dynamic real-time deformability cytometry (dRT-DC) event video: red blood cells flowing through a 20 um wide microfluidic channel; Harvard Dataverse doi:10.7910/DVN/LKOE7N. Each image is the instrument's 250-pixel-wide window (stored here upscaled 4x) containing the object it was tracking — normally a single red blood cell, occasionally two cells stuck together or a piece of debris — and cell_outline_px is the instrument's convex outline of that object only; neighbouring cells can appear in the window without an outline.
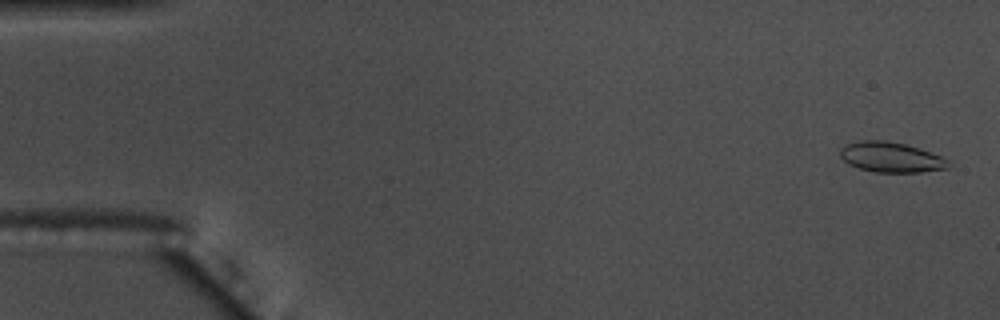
{"species": "common noctule bat (a hibernating species)", "species_latin": "Nyctalus noctula", "temperature_condition": "warm", "stored_images_in_passage": 57, "camera_frame_rate_fps": 3000, "um_per_image_px": 0.085, "animal": {"sex": "male", "body_mass_g": 17.5, "forearm_length_mm": 52.3}, "frame": {"image": 1, "passage_image": 2, "time_ms": 0.333, "image_size_px": [1000, 320], "cell_outline_px": [[952, 164], [948, 168], [920, 172], [876, 172], [860, 168], [848, 164], [840, 156], [840, 148], [848, 144], [860, 140], [884, 140], [904, 144], [920, 148], [952, 160]], "centroid_in_image_um": [75.79, 13.36], "position_along_channel_um": 9.2, "area_um2": 19.13}}
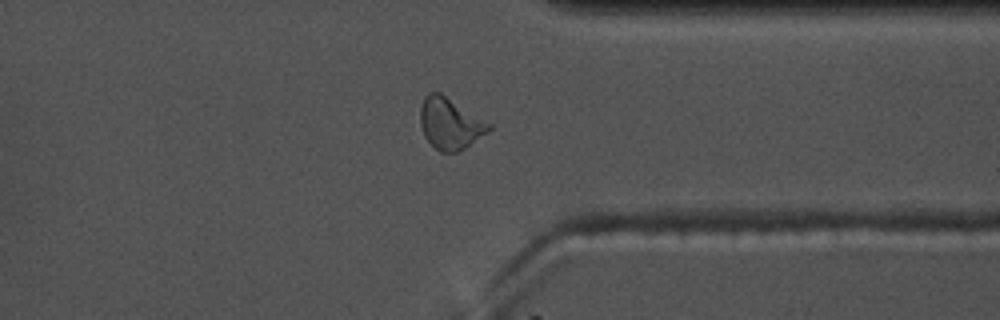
{"frame": {"image": 2, "passage_image": 44, "time_ms": 14.333, "image_size_px": [1000, 320], "cell_outline_px": [[492, 128], [488, 132], [464, 148], [456, 152], [440, 152], [424, 136], [420, 124], [420, 108], [424, 96], [428, 92], [440, 92], [492, 124]], "centroid_in_image_um": [38.25, 10.48], "position_along_channel_um": 373.2, "area_um2": 20.46}}
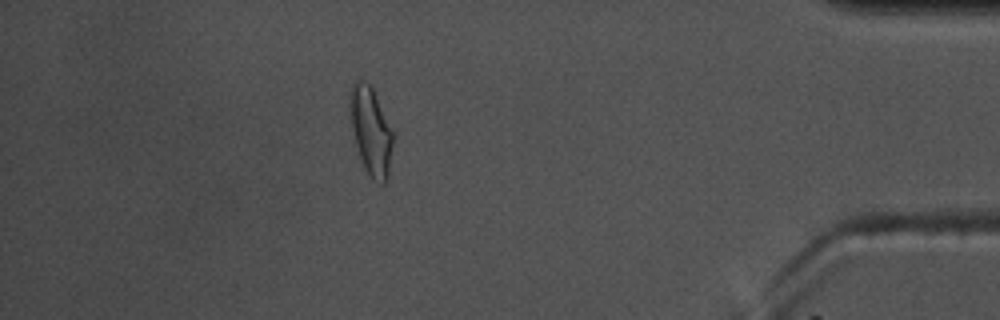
{"frame": {"image": 3, "passage_image": 50, "time_ms": 16.333, "image_size_px": [1000, 320], "cell_outline_px": [[392, 144], [388, 176], [384, 184], [380, 184], [372, 180], [364, 168], [356, 144], [352, 128], [348, 104], [348, 92], [356, 76], [364, 80], [372, 88], [392, 132]], "centroid_in_image_um": [31.47, 11.09], "position_along_channel_um": 403.7, "area_um2": 21.91}, "authors_computed_cell_mechanics": {"area_um2": 19.0162, "velocity_mm_per_s": 3.6391, "shape_relaxation_time_tau1_ms": 3.9792, "shape_relaxation_time_tau2_ms": 1.0944, "deformation_change_tau1": 0.1529, "deformation_change_tau2": 0.0867}}